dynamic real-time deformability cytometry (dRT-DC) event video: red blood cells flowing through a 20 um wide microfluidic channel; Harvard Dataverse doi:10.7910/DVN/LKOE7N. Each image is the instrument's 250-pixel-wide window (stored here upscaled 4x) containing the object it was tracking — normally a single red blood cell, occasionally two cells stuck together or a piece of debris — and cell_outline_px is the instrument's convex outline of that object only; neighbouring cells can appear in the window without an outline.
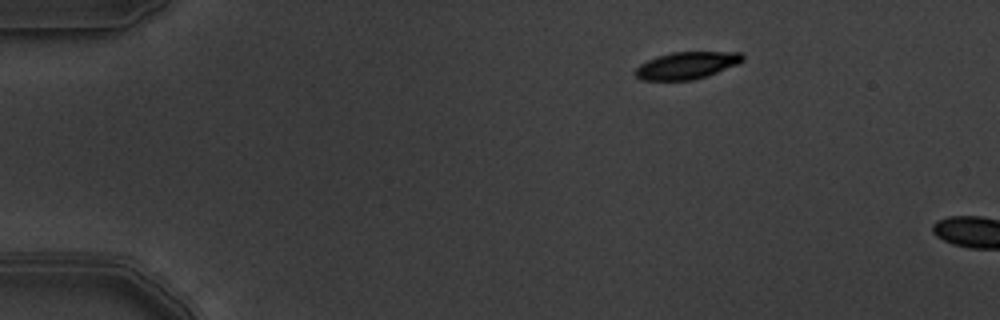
{"species": "common noctule bat (a hibernating species)", "species_latin": "Nyctalus noctula", "temperature_condition": "warm", "stored_images_in_passage": 7, "segment_of_instrument_passage": [2, 2], "camera_frame_rate_fps": 3000, "um_per_image_px": 0.085, "animal": {"sex": "male", "body_mass_g": 19.5, "forearm_length_mm": 54.6}, "frame": {"image": 1, "passage_image": 7, "time_ms": 2.0, "image_size_px": [1000, 320], "cell_outline_px": [[744, 60], [736, 64], [716, 72], [692, 80], [640, 80], [636, 76], [636, 68], [640, 64], [656, 56], [672, 52], [744, 52]], "centroid_in_image_um": [58.35, 5.55], "position_along_channel_um": 26.6, "area_um2": 16.76}}